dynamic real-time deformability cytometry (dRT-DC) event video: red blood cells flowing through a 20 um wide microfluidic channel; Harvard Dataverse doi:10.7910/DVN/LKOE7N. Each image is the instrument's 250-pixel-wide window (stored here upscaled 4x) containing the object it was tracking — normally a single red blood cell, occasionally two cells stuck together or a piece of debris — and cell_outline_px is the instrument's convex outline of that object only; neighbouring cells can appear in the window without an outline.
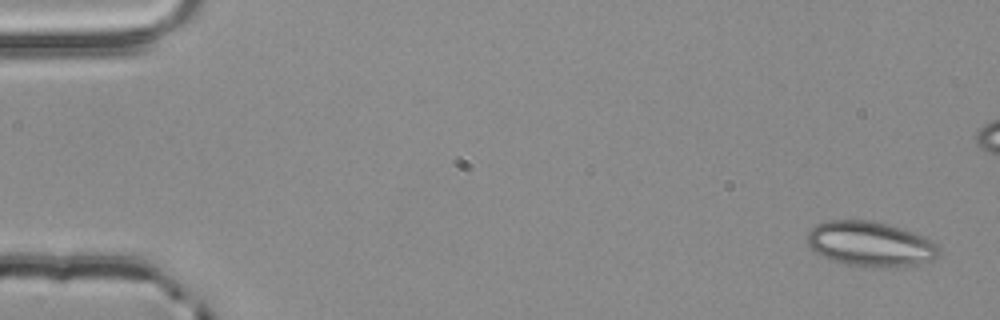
{"species": "common noctule bat (a hibernating species)", "species_latin": "Nyctalus noctula", "temperature_condition": "room temperature", "stored_images_in_passage": 4, "camera_frame_rate_fps": 3000, "um_per_image_px": 0.085, "animal": {"sex": "male", "body_mass_g": 20.4}, "frame": {"image": 1, "passage_image": 1, "time_ms": 0.0, "image_size_px": [1000, 320], "cell_outline_px": [[940, 252], [932, 260], [916, 264], [896, 268], [884, 268], [848, 264], [824, 256], [816, 252], [808, 244], [808, 232], [816, 224], [828, 220], [868, 220], [888, 224], [924, 236], [936, 244], [940, 248]], "centroid_in_image_um": [74.01, 20.73], "position_along_channel_um": 11.0, "area_um2": 34.22}}